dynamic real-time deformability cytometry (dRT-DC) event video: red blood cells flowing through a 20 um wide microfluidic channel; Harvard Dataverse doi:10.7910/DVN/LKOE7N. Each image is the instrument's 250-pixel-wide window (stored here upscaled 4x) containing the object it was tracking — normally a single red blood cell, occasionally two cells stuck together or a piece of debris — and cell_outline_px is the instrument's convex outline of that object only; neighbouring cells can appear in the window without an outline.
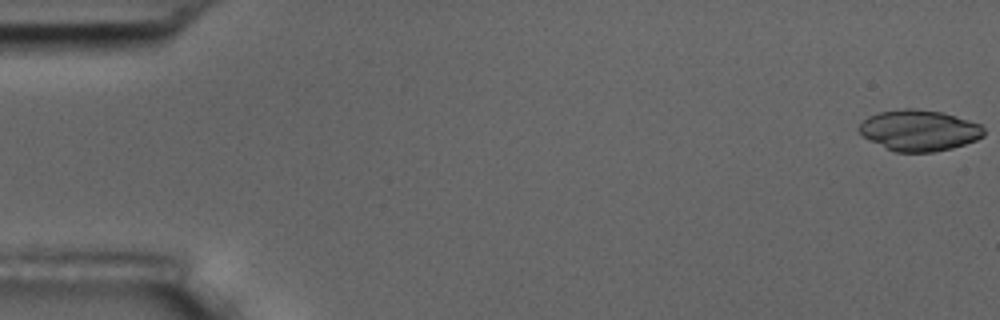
{"species": "common noctule bat (a hibernating species)", "species_latin": "Nyctalus noctula", "temperature_condition": "room temperature", "stored_images_in_passage": 5, "camera_frame_rate_fps": 3000, "um_per_image_px": 0.085, "animal": {"sex": "male", "body_mass_g": 17.5, "forearm_length_mm": 52.3}, "frame": {"image": 1, "passage_image": 1, "time_ms": 0.0, "image_size_px": [1000, 320], "cell_outline_px": [[984, 136], [976, 140], [952, 148], [932, 152], [896, 152], [864, 136], [856, 128], [868, 116], [880, 112], [904, 108], [912, 108], [940, 112], [956, 116], [980, 124], [984, 128]], "centroid_in_image_um": [78.15, 11.07], "position_along_channel_um": 6.9, "area_um2": 29.42}}
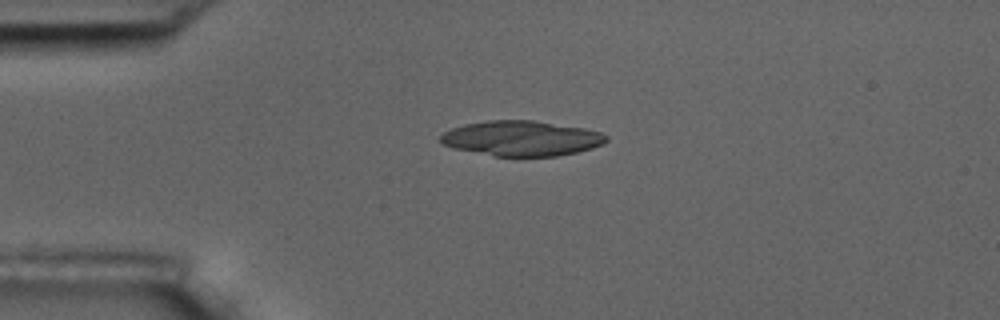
{"frame": {"image": 2, "passage_image": 4, "time_ms": 4.333, "image_size_px": [1000, 320], "cell_outline_px": [[608, 140], [604, 144], [592, 148], [576, 152], [556, 156], [496, 156], [452, 148], [444, 144], [440, 140], [440, 136], [444, 132], [452, 128], [464, 124], [488, 120], [532, 120], [584, 128], [600, 132], [608, 136]], "centroid_in_image_um": [44.34, 11.76], "position_along_channel_um": 40.7, "area_um2": 33.87}}